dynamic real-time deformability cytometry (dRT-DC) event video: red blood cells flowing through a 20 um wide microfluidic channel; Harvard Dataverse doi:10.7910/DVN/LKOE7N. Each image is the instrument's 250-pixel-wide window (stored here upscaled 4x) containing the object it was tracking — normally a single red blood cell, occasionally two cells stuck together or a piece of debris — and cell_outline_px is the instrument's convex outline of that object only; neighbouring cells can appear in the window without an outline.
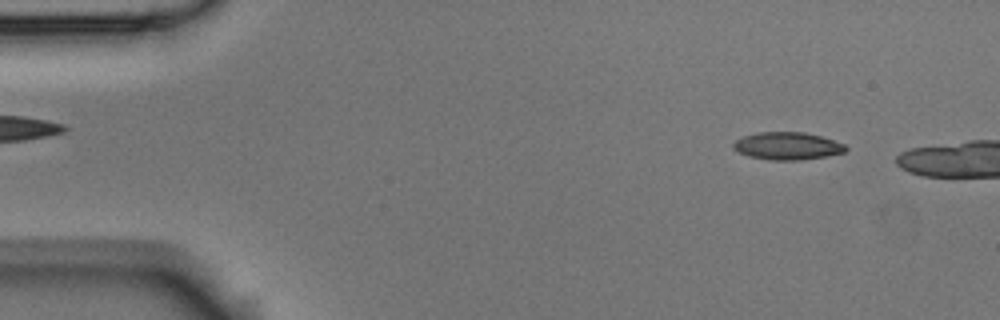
{"species": "Egyptian fruit bat (a non-hibernating species)", "species_latin": "Rousettus aegyptiacus", "temperature_condition": "room temperature", "stored_images_in_passage": 9, "camera_frame_rate_fps": 3000, "um_per_image_px": 0.085, "animal": {"sex": "male"}, "frame": {"image": 1, "passage_image": 2, "time_ms": 0.333, "image_size_px": [1000, 320], "cell_outline_px": [[848, 148], [844, 152], [828, 156], [800, 160], [768, 160], [748, 156], [732, 148], [732, 144], [736, 140], [744, 136], [756, 132], [804, 132], [820, 136], [844, 144]], "centroid_in_image_um": [66.91, 12.41], "position_along_channel_um": 18.1, "area_um2": 18.03}}